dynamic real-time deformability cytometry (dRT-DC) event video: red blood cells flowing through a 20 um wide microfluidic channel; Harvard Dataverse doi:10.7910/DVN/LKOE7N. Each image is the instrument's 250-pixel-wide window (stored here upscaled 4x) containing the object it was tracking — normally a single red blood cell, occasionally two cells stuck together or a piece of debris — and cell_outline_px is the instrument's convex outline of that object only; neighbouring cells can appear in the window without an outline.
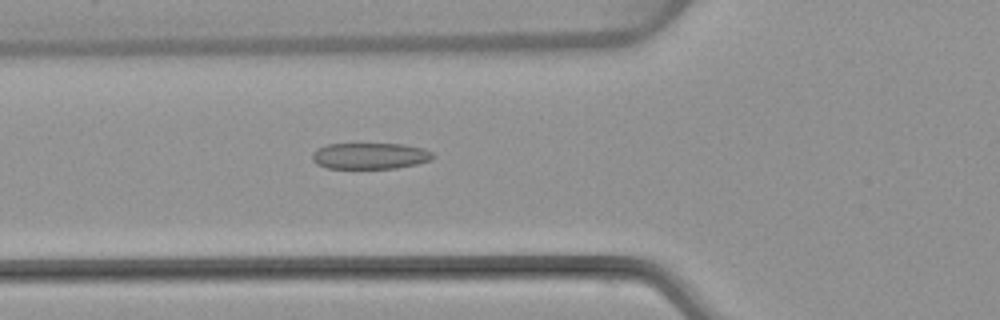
{"species": "common noctule bat (a hibernating species)", "species_latin": "Nyctalus noctula", "temperature_condition": "warm", "stored_images_in_passage": 52, "camera_frame_rate_fps": 3000, "um_per_image_px": 0.085, "animal": {"sex": "female", "body_mass_g": 22.7, "forearm_length_mm": 54.2}, "frame": {"image": 1, "passage_image": 19, "time_ms": 6.0, "image_size_px": [1000, 320], "cell_outline_px": [[436, 156], [432, 160], [416, 164], [396, 168], [328, 168], [316, 164], [312, 160], [312, 152], [316, 148], [328, 144], [404, 144], [424, 148], [432, 152]], "centroid_in_image_um": [31.46, 13.25], "position_along_channel_um": 94.3, "area_um2": 18.61}}
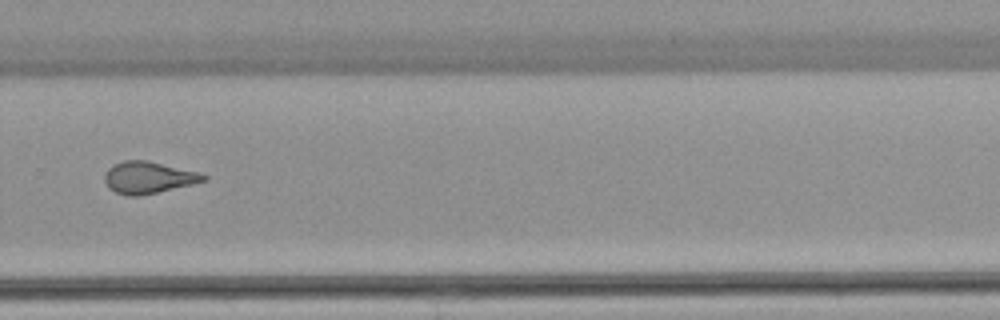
{"frame": {"image": 2, "passage_image": 36, "time_ms": 11.667, "image_size_px": [1000, 320], "cell_outline_px": [[208, 180], [192, 184], [140, 196], [128, 196], [116, 192], [108, 188], [104, 180], [104, 176], [108, 168], [112, 164], [124, 160], [148, 160], [200, 172], [208, 176]], "centroid_in_image_um": [12.61, 15.08], "position_along_channel_um": 317.2, "area_um2": 18.55}}
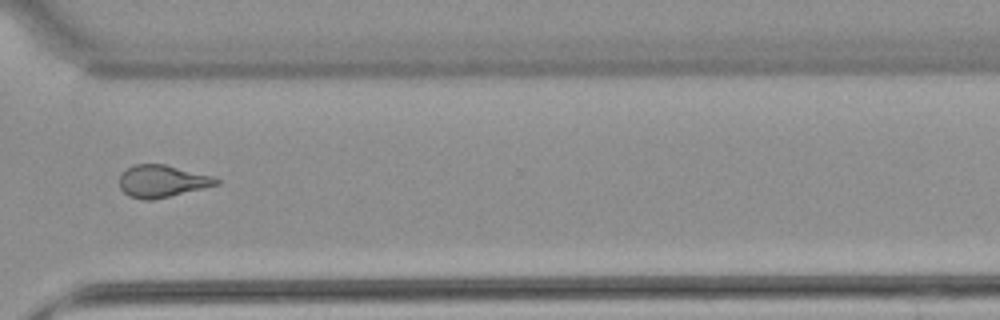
{"frame": {"image": 3, "passage_image": 39, "time_ms": 12.667, "image_size_px": [1000, 320], "cell_outline_px": [[220, 184], [168, 196], [148, 200], [144, 200], [128, 196], [120, 188], [120, 176], [128, 168], [136, 164], [164, 164], [212, 176], [220, 180]], "centroid_in_image_um": [13.77, 15.4], "position_along_channel_um": 356.8, "area_um2": 17.8}, "authors_computed_cell_mechanics": {"area_um2": 19.0162, "velocity_mm_per_s": 3.9326, "shape_relaxation_time_tau1_ms": null, "shape_relaxation_time_tau2_ms": 1.4019, "deformation_change_tau1": null, "deformation_change_tau2": 0.0946}}